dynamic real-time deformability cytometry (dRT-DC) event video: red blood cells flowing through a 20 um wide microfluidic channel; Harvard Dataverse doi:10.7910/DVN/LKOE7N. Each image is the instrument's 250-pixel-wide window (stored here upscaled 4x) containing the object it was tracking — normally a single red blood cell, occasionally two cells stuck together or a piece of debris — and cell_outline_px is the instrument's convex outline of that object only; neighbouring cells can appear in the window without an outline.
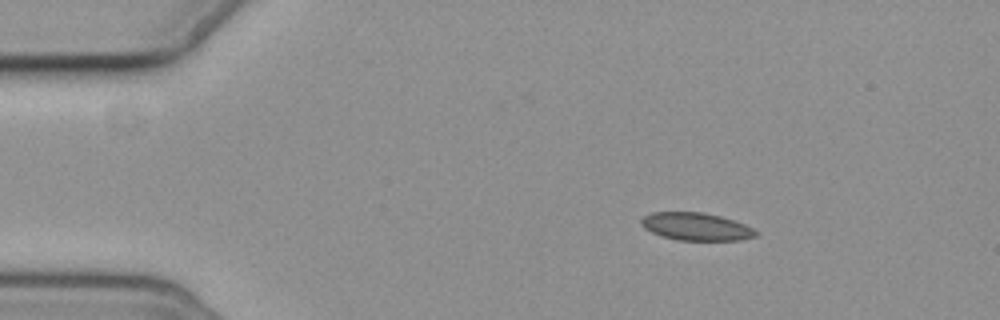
{"species": "common noctule bat (a hibernating species)", "species_latin": "Nyctalus noctula", "temperature_condition": "cold", "stored_images_in_passage": 5, "camera_frame_rate_fps": 3000, "um_per_image_px": 0.085, "animal": {"sex": "female", "body_mass_g": 19.3, "forearm_length_mm": 54.1}, "frame": {"image": 1, "passage_image": 2, "time_ms": 1.333, "image_size_px": [1000, 320], "cell_outline_px": [[760, 232], [756, 236], [740, 240], [676, 240], [660, 236], [644, 228], [640, 224], [640, 220], [644, 216], [652, 212], [704, 212], [720, 216], [744, 224]], "centroid_in_image_um": [59.15, 19.26], "position_along_channel_um": 25.8, "area_um2": 18.55}}
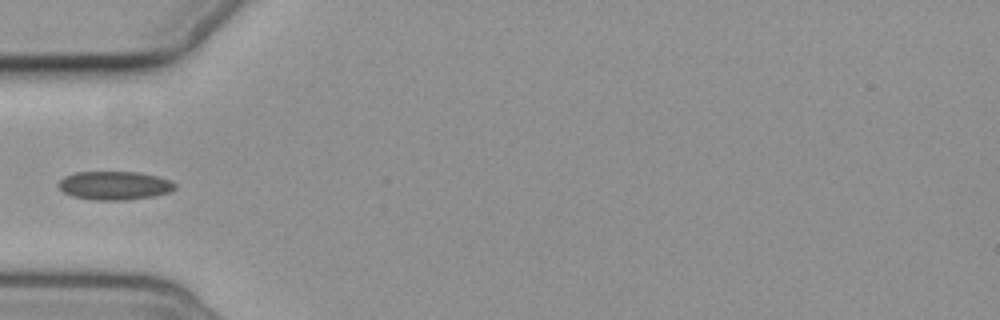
{"frame": {"image": 2, "passage_image": 5, "time_ms": 4.667, "image_size_px": [1000, 320], "cell_outline_px": [[176, 188], [168, 192], [152, 196], [124, 200], [96, 200], [72, 196], [64, 192], [56, 184], [64, 176], [76, 172], [140, 172], [172, 180], [176, 184]], "centroid_in_image_um": [9.73, 15.76], "position_along_channel_um": 75.3, "area_um2": 19.36}}